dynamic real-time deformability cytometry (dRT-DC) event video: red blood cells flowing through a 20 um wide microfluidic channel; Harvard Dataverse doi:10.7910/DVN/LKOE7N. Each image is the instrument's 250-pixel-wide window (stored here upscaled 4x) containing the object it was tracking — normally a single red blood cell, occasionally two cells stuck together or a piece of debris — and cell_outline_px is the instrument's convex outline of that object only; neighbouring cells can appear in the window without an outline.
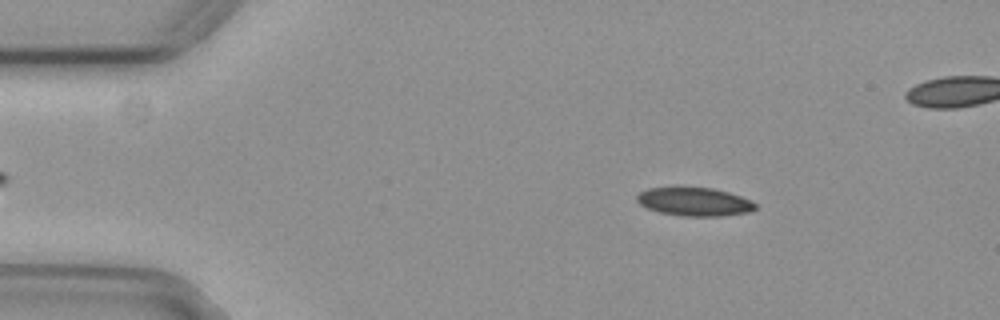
{"species": "common noctule bat (a hibernating species)", "species_latin": "Nyctalus noctula", "temperature_condition": "cold", "stored_images_in_passage": 51, "camera_frame_rate_fps": 3000, "um_per_image_px": 0.085, "animal": {"sex": "female", "body_mass_g": 29.2, "forearm_length_mm": 56.3}, "frame": {"image": 1, "passage_image": 8, "time_ms": 2.333, "image_size_px": [1000, 320], "cell_outline_px": [[756, 208], [748, 212], [720, 216], [684, 216], [660, 212], [648, 208], [640, 204], [636, 200], [636, 196], [640, 192], [648, 188], [676, 184], [712, 188], [728, 192], [752, 200], [756, 204]], "centroid_in_image_um": [58.97, 17.09], "position_along_channel_um": 26.0, "area_um2": 20.29}}
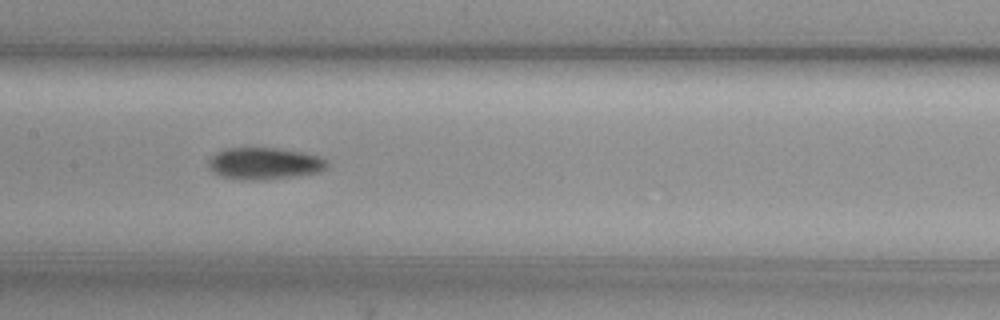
{"frame": {"image": 2, "passage_image": 26, "time_ms": 8.333, "image_size_px": [1000, 320], "cell_outline_px": [[328, 164], [320, 172], [264, 180], [244, 180], [220, 176], [212, 172], [208, 168], [208, 160], [216, 152], [224, 148], [276, 148], [300, 152], [320, 156], [328, 160]], "centroid_in_image_um": [22.43, 13.9], "position_along_channel_um": 185.0, "area_um2": 22.08}}
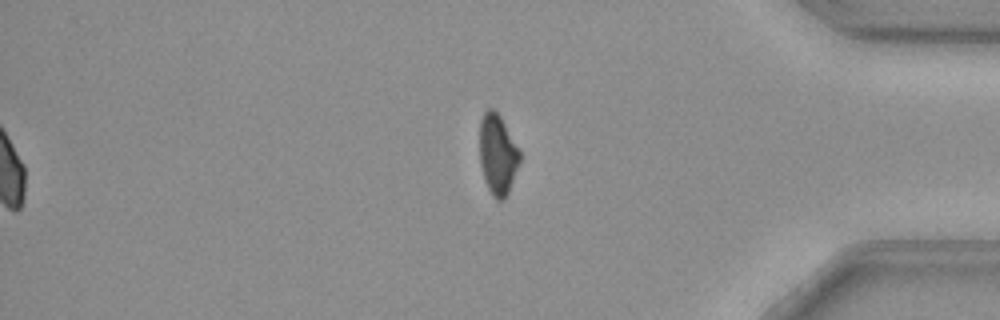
{"frame": {"image": 3, "passage_image": 45, "time_ms": 14.667, "image_size_px": [1000, 320], "cell_outline_px": [[520, 160], [508, 192], [504, 200], [496, 200], [492, 196], [484, 180], [480, 164], [480, 120], [484, 112], [488, 108], [492, 108], [500, 116], [520, 148]], "centroid_in_image_um": [42.3, 13.12], "position_along_channel_um": 392.9, "area_um2": 18.84}, "authors_computed_cell_mechanics": {"area_um2": 20.6346, "velocity_mm_per_s": 3.7303, "shape_relaxation_time_tau1_ms": 5.5684, "shape_relaxation_time_tau2_ms": null, "deformation_change_tau1": 0.1361, "deformation_change_tau2": null}}